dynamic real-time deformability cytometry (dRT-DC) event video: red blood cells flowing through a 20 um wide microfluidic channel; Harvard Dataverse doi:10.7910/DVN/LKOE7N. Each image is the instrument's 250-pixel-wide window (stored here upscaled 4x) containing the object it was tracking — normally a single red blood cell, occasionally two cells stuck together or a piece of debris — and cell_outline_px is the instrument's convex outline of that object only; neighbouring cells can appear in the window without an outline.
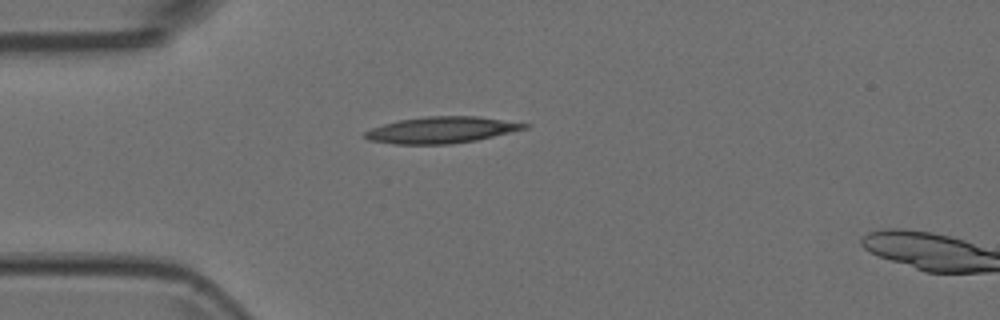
{"species": "Egyptian fruit bat (a non-hibernating species)", "species_latin": "Rousettus aegyptiacus", "temperature_condition": "room temperature", "stored_images_in_passage": 2, "segment_of_instrument_passage": [1, 2], "camera_frame_rate_fps": 3000, "um_per_image_px": 0.085, "animal": {"sex": "female"}, "frame": {"image": 1, "passage_image": 1, "time_ms": 0.0, "image_size_px": [1000, 320], "cell_outline_px": [[532, 124], [528, 128], [476, 140], [452, 144], [396, 144], [368, 140], [360, 136], [364, 132], [372, 128], [384, 124], [400, 120], [428, 116], [480, 116]], "centroid_in_image_um": [37.53, 11.04], "position_along_channel_um": 47.5, "area_um2": 24.62}}